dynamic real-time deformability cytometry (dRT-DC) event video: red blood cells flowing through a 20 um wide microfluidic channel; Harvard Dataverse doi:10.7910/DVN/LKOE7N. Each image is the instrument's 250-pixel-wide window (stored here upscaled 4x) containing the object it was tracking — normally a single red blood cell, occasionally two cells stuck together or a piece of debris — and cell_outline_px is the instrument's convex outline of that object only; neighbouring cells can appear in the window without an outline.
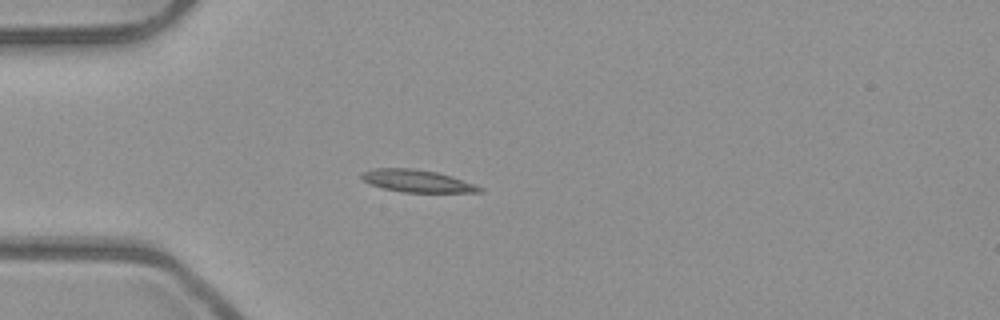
{"species": "common noctule bat (a hibernating species)", "species_latin": "Nyctalus noctula", "temperature_condition": "room temperature", "stored_images_in_passage": 53, "camera_frame_rate_fps": 3000, "um_per_image_px": 0.085, "animal": {"sex": "male", "body_mass_g": 23.1, "forearm_length_mm": 52.7}, "frame": {"image": 1, "passage_image": 15, "time_ms": 4.667, "image_size_px": [1000, 320], "cell_outline_px": [[484, 192], [404, 192], [384, 188], [372, 184], [364, 180], [360, 176], [360, 172], [376, 168], [412, 168], [436, 172], [452, 176], [476, 184], [484, 188]], "centroid_in_image_um": [35.5, 15.38], "position_along_channel_um": 49.5, "area_um2": 15.32}}
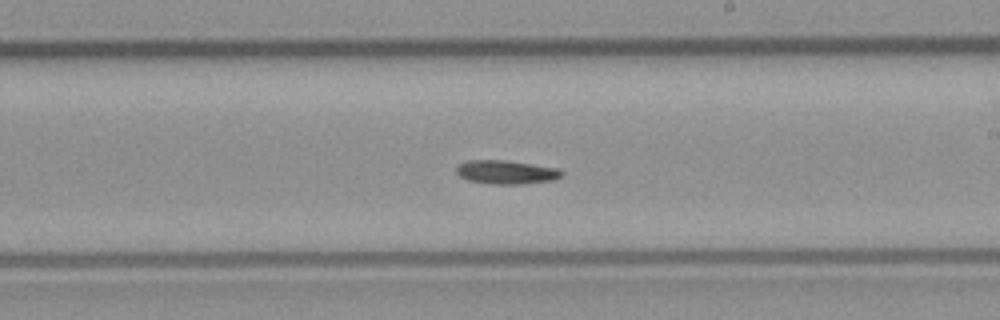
{"frame": {"image": 2, "passage_image": 31, "time_ms": 10.0, "image_size_px": [1000, 320], "cell_outline_px": [[564, 176], [556, 180], [520, 184], [492, 184], [468, 180], [460, 176], [456, 172], [456, 168], [460, 164], [468, 160], [508, 160], [560, 168], [564, 172]], "centroid_in_image_um": [43.11, 14.63], "position_along_channel_um": 245.9, "area_um2": 14.8}}
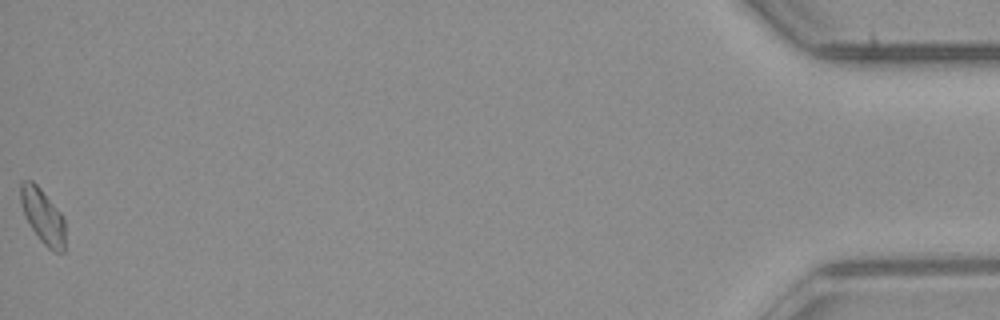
{"frame": {"image": 3, "passage_image": 53, "time_ms": 17.333, "image_size_px": [1000, 320], "cell_outline_px": [[64, 252], [56, 252], [48, 248], [40, 240], [24, 216], [20, 200], [20, 184], [24, 180], [32, 180], [40, 188], [64, 216]], "centroid_in_image_um": [3.63, 18.36], "position_along_channel_um": 431.6, "area_um2": 14.16}}